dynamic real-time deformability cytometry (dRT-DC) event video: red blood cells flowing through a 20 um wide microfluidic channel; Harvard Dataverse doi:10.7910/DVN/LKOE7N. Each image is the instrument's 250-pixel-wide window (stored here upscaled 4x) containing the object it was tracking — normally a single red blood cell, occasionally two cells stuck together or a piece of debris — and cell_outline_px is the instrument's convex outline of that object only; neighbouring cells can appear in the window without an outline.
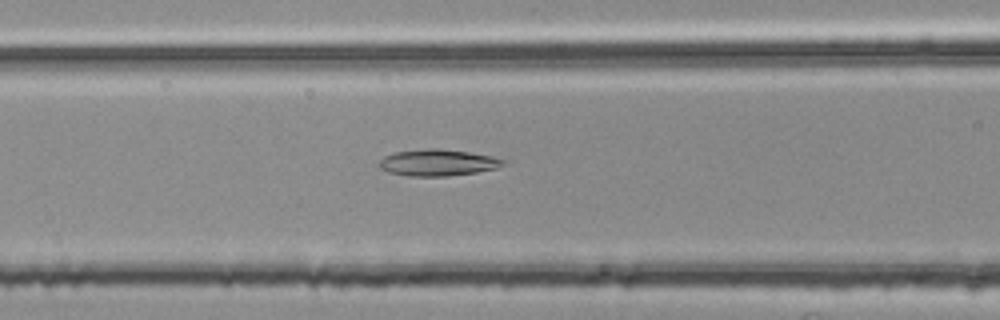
{"species": "common noctule bat (a hibernating species)", "species_latin": "Nyctalus noctula", "temperature_condition": "room temperature", "stored_images_in_passage": 40, "camera_frame_rate_fps": 3000, "um_per_image_px": 0.085, "animal": {"sex": "female", "body_mass_g": 25.1}, "frame": {"image": 1, "passage_image": 8, "time_ms": 2.333, "image_size_px": [1000, 320], "cell_outline_px": [[508, 160], [504, 164], [496, 168], [476, 172], [448, 176], [408, 176], [388, 172], [380, 168], [376, 164], [384, 156], [392, 152], [428, 148], [440, 148], [468, 152]], "centroid_in_image_um": [37.15, 13.82], "position_along_channel_um": 129.4, "area_um2": 19.25}}
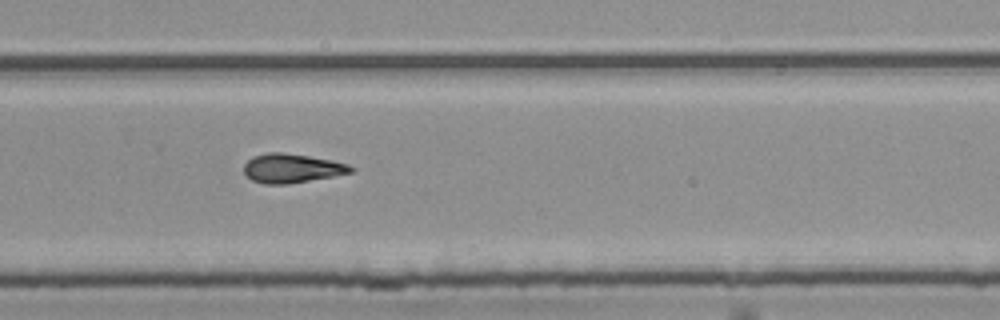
{"frame": {"image": 2, "passage_image": 22, "time_ms": 7.0, "image_size_px": [1000, 320], "cell_outline_px": [[356, 168], [352, 172], [332, 176], [288, 184], [264, 184], [252, 180], [244, 172], [244, 164], [252, 156], [268, 152], [284, 152], [332, 160], [348, 164]], "centroid_in_image_um": [24.79, 14.29], "position_along_channel_um": 305.0, "area_um2": 18.09}}
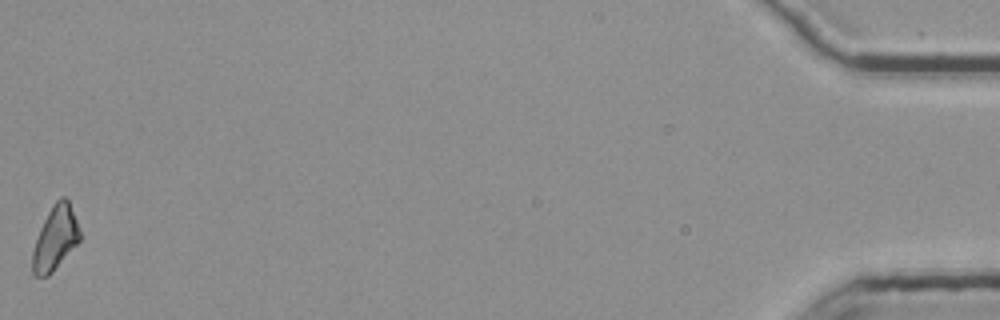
{"frame": {"image": 3, "passage_image": 40, "time_ms": 13.0, "image_size_px": [1000, 320], "cell_outline_px": [[80, 240], [52, 272], [48, 276], [36, 276], [32, 272], [32, 252], [40, 228], [48, 212], [56, 200], [60, 196], [64, 196], [68, 200], [80, 228]], "centroid_in_image_um": [4.69, 20.23], "position_along_channel_um": 430.5, "area_um2": 17.4}, "authors_computed_cell_mechanics": {"area_um2": 17.8024, "velocity_mm_per_s": 3.7754, "shape_relaxation_time_tau1_ms": null, "shape_relaxation_time_tau2_ms": 7.0977, "deformation_change_tau1": null, "deformation_change_tau2": 0.1865}}